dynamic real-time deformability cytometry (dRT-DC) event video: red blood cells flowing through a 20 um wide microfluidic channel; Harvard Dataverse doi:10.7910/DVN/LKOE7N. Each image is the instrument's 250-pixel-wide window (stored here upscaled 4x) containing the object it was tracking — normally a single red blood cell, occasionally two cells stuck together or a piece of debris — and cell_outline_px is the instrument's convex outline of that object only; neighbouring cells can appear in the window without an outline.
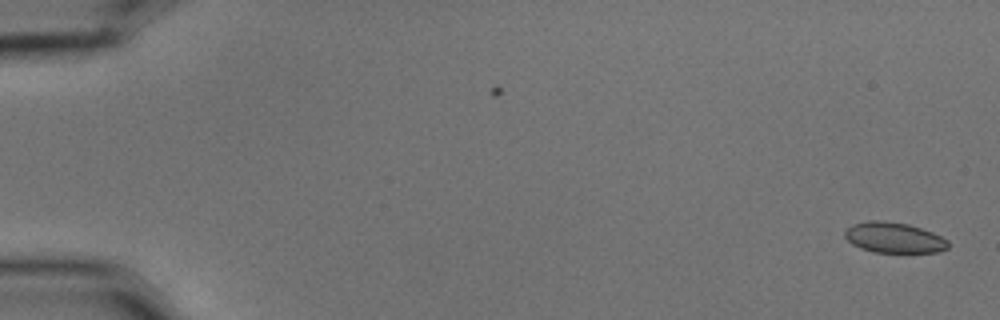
{"species": "common noctule bat (a hibernating species)", "species_latin": "Nyctalus noctula", "temperature_condition": "cold", "stored_images_in_passage": 14, "camera_frame_rate_fps": 3000, "um_per_image_px": 0.085, "animal": {"sex": "male", "body_mass_g": 15.6}, "frame": {"image": 1, "passage_image": 1, "time_ms": 0.0, "image_size_px": [1000, 320], "cell_outline_px": [[948, 248], [936, 252], [872, 252], [860, 248], [852, 244], [844, 236], [844, 232], [852, 224], [868, 220], [880, 220], [908, 224], [932, 232], [948, 240]], "centroid_in_image_um": [75.96, 20.19], "position_along_channel_um": 9.0, "area_um2": 18.32}}
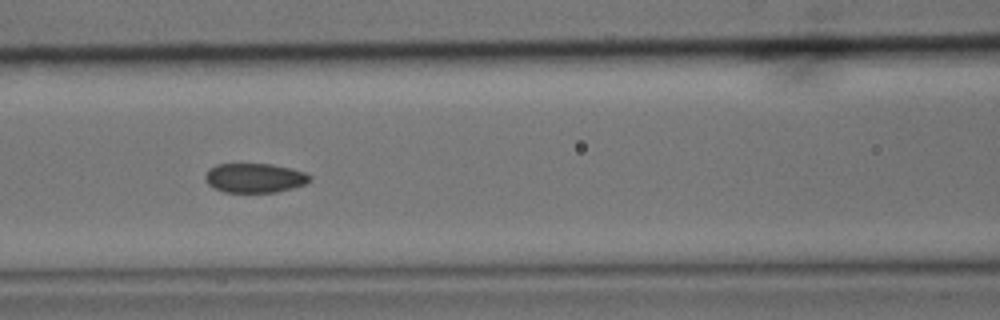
{"frame": {"image": 2, "passage_image": 7, "time_ms": 2.0, "image_size_px": [1000, 320], "cell_outline_px": [[312, 180], [304, 184], [292, 188], [276, 192], [224, 192], [208, 184], [204, 180], [204, 176], [208, 168], [216, 164], [272, 164], [304, 172], [312, 176]], "centroid_in_image_um": [21.62, 15.12], "position_along_channel_um": 145.0, "area_um2": 17.92}}
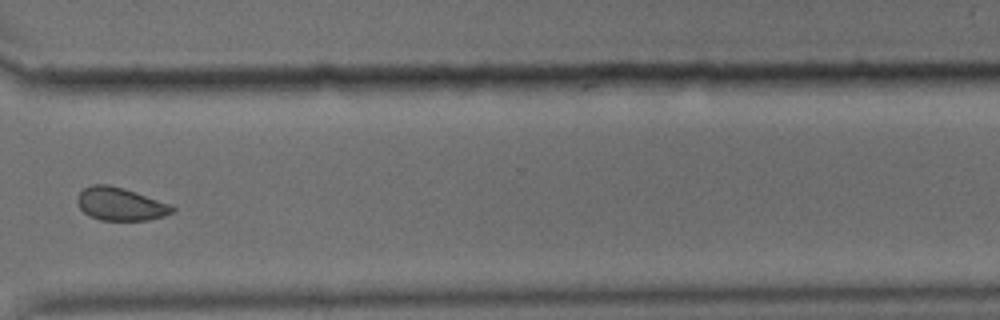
{"frame": {"image": 3, "passage_image": 12, "time_ms": 3.667, "image_size_px": [1000, 320], "cell_outline_px": [[176, 208], [172, 212], [164, 216], [148, 220], [100, 220], [88, 216], [80, 208], [76, 200], [76, 196], [84, 188], [92, 184], [108, 184], [124, 188], [172, 204]], "centroid_in_image_um": [10.23, 17.34], "position_along_channel_um": 360.4, "area_um2": 18.44}}